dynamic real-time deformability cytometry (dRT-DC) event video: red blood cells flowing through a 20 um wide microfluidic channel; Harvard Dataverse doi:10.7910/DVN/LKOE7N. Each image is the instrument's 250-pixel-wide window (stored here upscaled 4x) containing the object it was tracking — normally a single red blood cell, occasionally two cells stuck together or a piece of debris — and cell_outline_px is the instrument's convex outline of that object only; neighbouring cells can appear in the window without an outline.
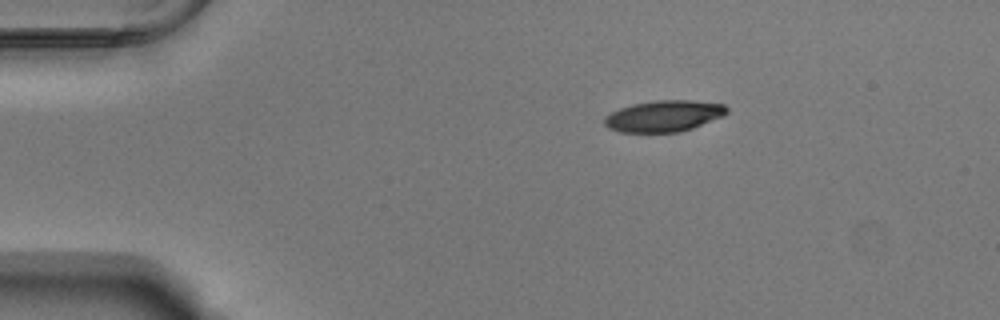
{"species": "Egyptian fruit bat (a non-hibernating species)", "species_latin": "Rousettus aegyptiacus", "temperature_condition": "warm", "stored_images_in_passage": 45, "camera_frame_rate_fps": 3000, "um_per_image_px": 0.085, "animal": {"sex": "male"}, "frame": {"image": 1, "passage_image": 1, "time_ms": 0.0, "image_size_px": [1000, 320], "cell_outline_px": [[728, 112], [724, 116], [692, 128], [680, 132], [620, 132], [608, 128], [604, 124], [604, 116], [620, 108], [632, 104], [656, 100], [692, 100], [724, 104], [728, 108]], "centroid_in_image_um": [56.44, 9.86], "position_along_channel_um": 28.6, "area_um2": 22.43}}
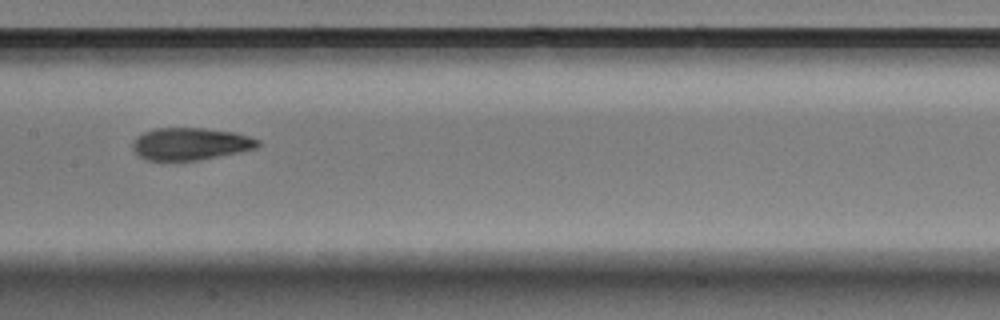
{"frame": {"image": 2, "passage_image": 19, "time_ms": 6.0, "image_size_px": [1000, 320], "cell_outline_px": [[260, 144], [256, 148], [240, 152], [200, 160], [148, 160], [140, 156], [132, 148], [132, 144], [136, 136], [144, 132], [156, 128], [204, 128], [232, 132], [248, 136], [260, 140]], "centroid_in_image_um": [16.19, 12.23], "position_along_channel_um": 191.2, "area_um2": 23.47}}
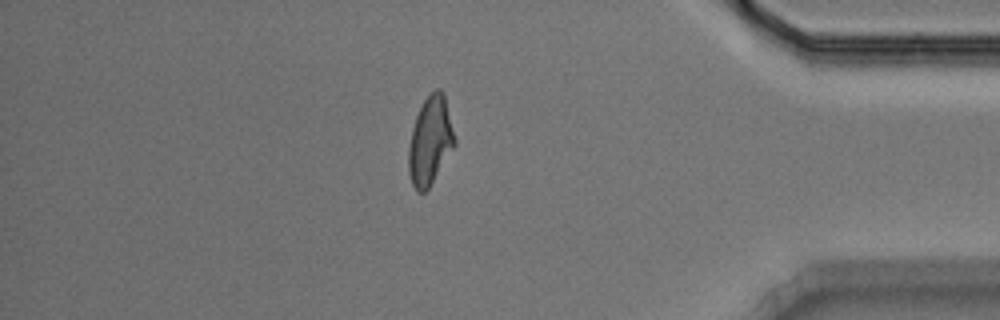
{"frame": {"image": 3, "passage_image": 38, "time_ms": 12.333, "image_size_px": [1000, 320], "cell_outline_px": [[456, 144], [428, 188], [424, 192], [416, 192], [412, 184], [408, 172], [408, 148], [412, 128], [416, 116], [424, 100], [436, 88], [440, 88], [444, 92], [456, 140]], "centroid_in_image_um": [36.56, 11.96], "position_along_channel_um": 398.6, "area_um2": 23.64}, "authors_computed_cell_mechanics": {"area_um2": 23.6402, "velocity_mm_per_s": 3.7612, "shape_relaxation_time_tau1_ms": 4.9574, "shape_relaxation_time_tau2_ms": 2.1005, "deformation_change_tau1": 0.198, "deformation_change_tau2": 0.0735}}